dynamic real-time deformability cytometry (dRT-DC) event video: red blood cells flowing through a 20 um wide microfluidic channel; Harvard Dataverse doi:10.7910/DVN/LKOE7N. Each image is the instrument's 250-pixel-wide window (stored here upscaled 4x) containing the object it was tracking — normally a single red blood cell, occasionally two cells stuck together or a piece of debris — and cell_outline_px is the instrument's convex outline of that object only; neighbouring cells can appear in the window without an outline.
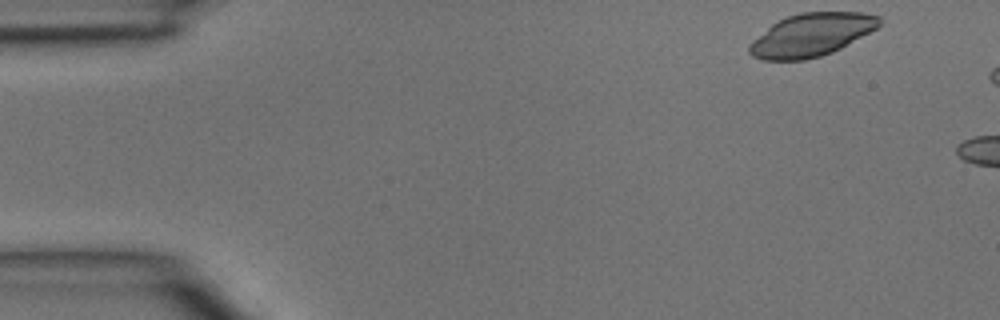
{"species": "common noctule bat (a hibernating species)", "species_latin": "Nyctalus noctula", "temperature_condition": "room temperature", "stored_images_in_passage": 2, "camera_frame_rate_fps": 3000, "um_per_image_px": 0.085, "animal": {"sex": "male", "body_mass_g": 15.6}, "frame": {"image": 1, "passage_image": 1, "time_ms": 0.0, "image_size_px": [1000, 320], "cell_outline_px": [[880, 24], [876, 28], [840, 48], [832, 52], [820, 56], [804, 60], [764, 60], [752, 56], [748, 52], [748, 44], [752, 40], [776, 20], [800, 12], [860, 12], [880, 16]], "centroid_in_image_um": [68.91, 2.96], "position_along_channel_um": 16.1, "area_um2": 32.43}}